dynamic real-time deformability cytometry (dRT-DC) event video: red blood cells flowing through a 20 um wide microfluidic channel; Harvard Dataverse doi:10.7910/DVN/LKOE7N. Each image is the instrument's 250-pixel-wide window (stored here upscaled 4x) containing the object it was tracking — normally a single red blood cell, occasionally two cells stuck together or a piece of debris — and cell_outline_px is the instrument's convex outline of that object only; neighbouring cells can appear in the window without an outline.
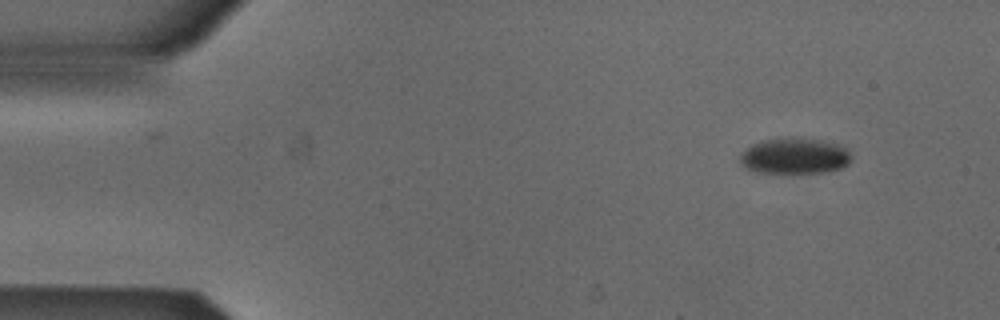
{"species": "Egyptian fruit bat (a non-hibernating species)", "species_latin": "Rousettus aegyptiacus", "temperature_condition": "cold", "stored_images_in_passage": 48, "camera_frame_rate_fps": 3000, "um_per_image_px": 0.085, "animal": {"sex": "male"}, "frame": {"image": 1, "passage_image": 1, "time_ms": 0.0, "image_size_px": [1000, 320], "cell_outline_px": [[852, 160], [848, 164], [840, 168], [824, 172], [756, 172], [744, 168], [740, 164], [740, 156], [752, 144], [764, 140], [820, 140], [840, 144], [852, 156]], "centroid_in_image_um": [67.56, 13.29], "position_along_channel_um": 17.4, "area_um2": 22.48}}
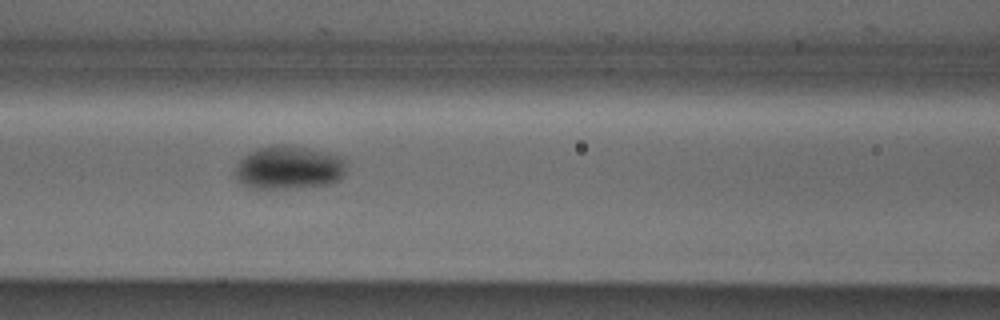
{"frame": {"image": 2, "passage_image": 18, "time_ms": 5.667, "image_size_px": [1000, 320], "cell_outline_px": [[348, 160], [344, 176], [340, 180], [332, 184], [288, 188], [252, 188], [236, 180], [236, 168], [240, 160], [248, 152], [260, 148], [276, 144], [284, 144], [320, 152], [336, 156]], "centroid_in_image_um": [24.57, 14.26], "position_along_channel_um": 142.0, "area_um2": 27.86}}
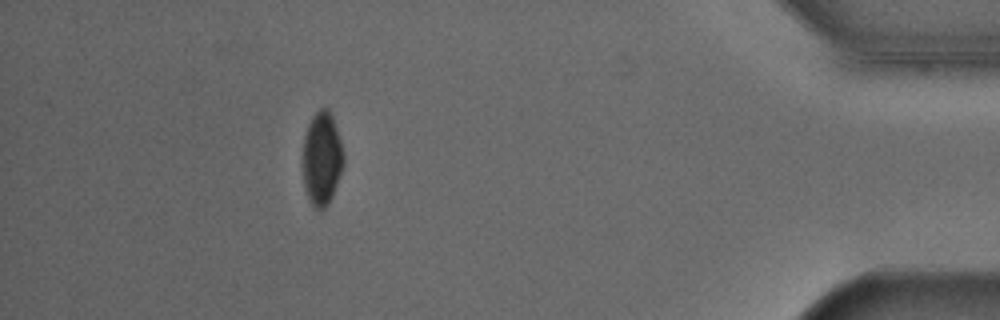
{"frame": {"image": 3, "passage_image": 43, "time_ms": 14.0, "image_size_px": [1000, 320], "cell_outline_px": [[344, 164], [332, 196], [328, 204], [320, 212], [312, 208], [304, 184], [300, 164], [304, 136], [308, 124], [312, 116], [320, 108], [328, 108], [332, 116], [344, 152]], "centroid_in_image_um": [27.32, 13.5], "position_along_channel_um": 407.9, "area_um2": 22.77}}